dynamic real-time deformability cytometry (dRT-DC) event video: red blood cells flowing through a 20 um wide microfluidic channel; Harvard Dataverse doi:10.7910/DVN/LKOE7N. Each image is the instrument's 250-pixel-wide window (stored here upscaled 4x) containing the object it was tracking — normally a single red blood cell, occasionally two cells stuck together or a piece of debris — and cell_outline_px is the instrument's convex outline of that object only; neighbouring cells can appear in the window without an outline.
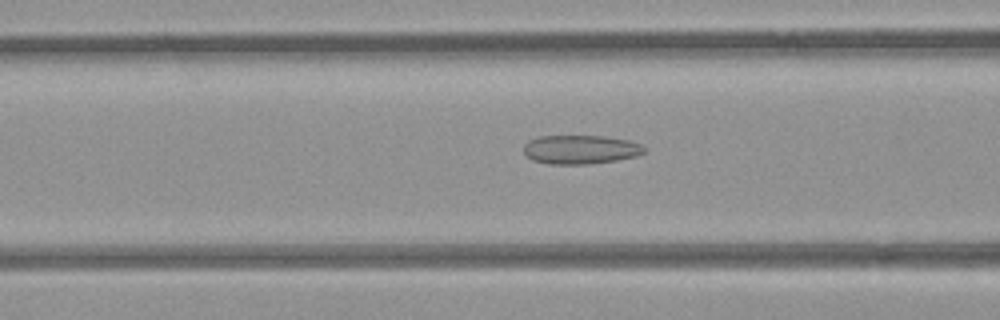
{"species": "common noctule bat (a hibernating species)", "species_latin": "Nyctalus noctula", "temperature_condition": "room temperature", "stored_images_in_passage": 49, "camera_frame_rate_fps": 3000, "um_per_image_px": 0.085, "animal": {"sex": "female", "body_mass_g": 21.9}, "frame": {"image": 1, "passage_image": 17, "time_ms": 5.333, "image_size_px": [1000, 320], "cell_outline_px": [[644, 152], [636, 156], [616, 160], [588, 164], [548, 164], [532, 160], [524, 152], [524, 144], [528, 140], [540, 136], [604, 136], [628, 140], [640, 144], [644, 148]], "centroid_in_image_um": [49.31, 12.71], "position_along_channel_um": 117.3, "area_um2": 20.23}}
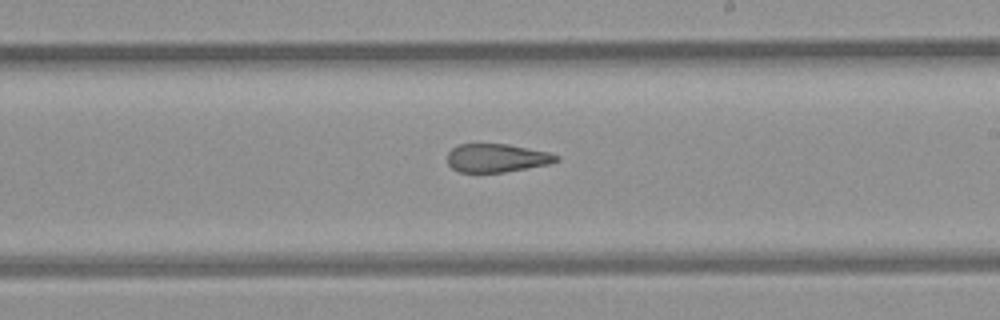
{"frame": {"image": 2, "passage_image": 27, "time_ms": 8.667, "image_size_px": [1000, 320], "cell_outline_px": [[560, 160], [548, 164], [504, 172], [460, 172], [452, 168], [448, 164], [448, 152], [452, 148], [460, 144], [508, 144], [548, 152], [560, 156]], "centroid_in_image_um": [42.22, 13.42], "position_along_channel_um": 246.8, "area_um2": 17.92}}
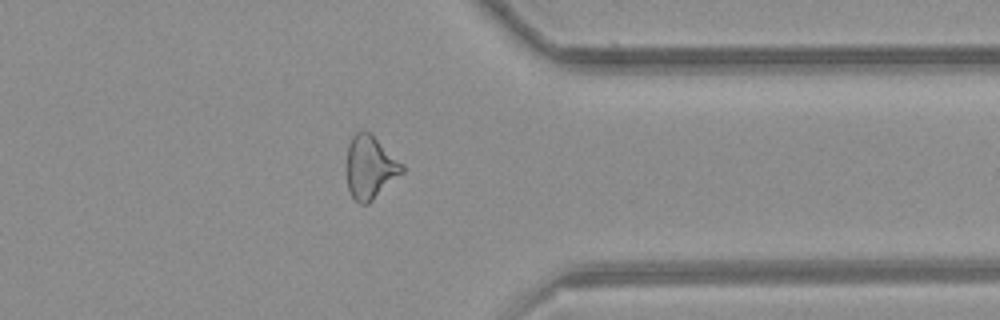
{"frame": {"image": 3, "passage_image": 38, "time_ms": 12.333, "image_size_px": [1000, 320], "cell_outline_px": [[404, 172], [368, 204], [360, 204], [352, 196], [348, 188], [344, 164], [348, 144], [352, 136], [360, 128], [364, 128], [372, 132], [404, 164]], "centroid_in_image_um": [31.44, 14.15], "position_along_channel_um": 380.0, "area_um2": 21.33}, "authors_computed_cell_mechanics": {"area_um2": 21.0392, "velocity_mm_per_s": 3.8843, "shape_relaxation_time_tau1_ms": null, "shape_relaxation_time_tau2_ms": 2.7642, "deformation_change_tau1": null, "deformation_change_tau2": 0.1267}}